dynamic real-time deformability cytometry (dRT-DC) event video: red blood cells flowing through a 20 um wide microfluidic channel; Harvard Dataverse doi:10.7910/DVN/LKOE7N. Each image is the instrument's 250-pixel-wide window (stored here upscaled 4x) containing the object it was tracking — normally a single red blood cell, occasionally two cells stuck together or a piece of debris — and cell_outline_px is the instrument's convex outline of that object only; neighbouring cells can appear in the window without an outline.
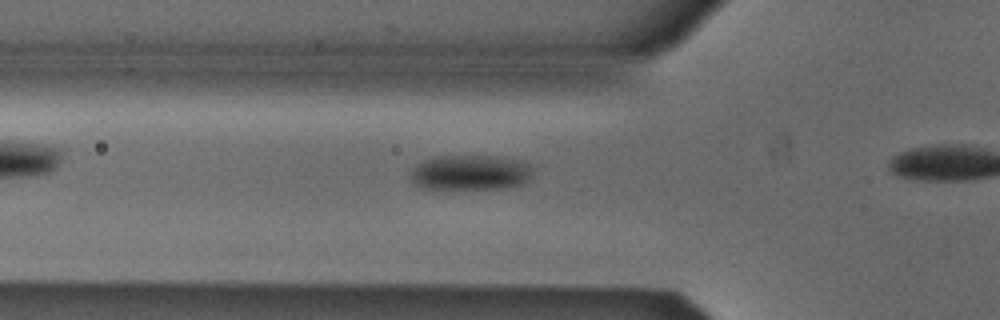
{"species": "Egyptian fruit bat (a non-hibernating species)", "species_latin": "Rousettus aegyptiacus", "temperature_condition": "cold", "stored_images_in_passage": 11, "camera_frame_rate_fps": 3000, "um_per_image_px": 0.085, "animal": {"sex": "male"}, "frame": {"image": 1, "passage_image": 6, "time_ms": 1.667, "image_size_px": [1000, 320], "cell_outline_px": [[536, 164], [524, 184], [500, 188], [420, 188], [412, 184], [408, 176], [412, 168], [416, 164], [424, 160], [440, 156], [500, 156], [524, 160]], "centroid_in_image_um": [39.99, 14.64], "position_along_channel_um": 85.8, "area_um2": 25.49}}
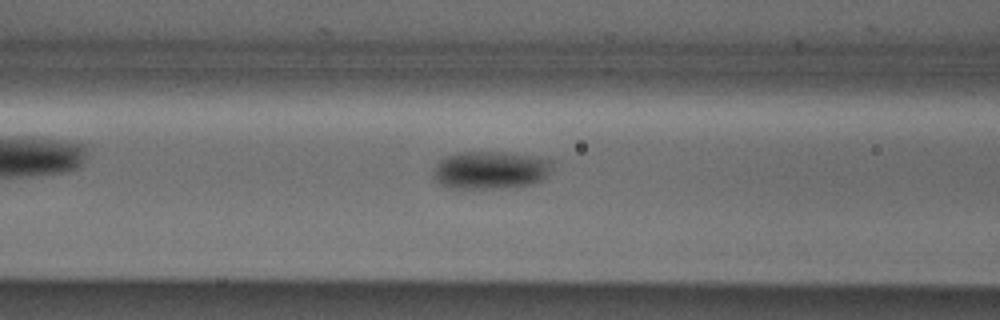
{"frame": {"image": 2, "passage_image": 9, "time_ms": 2.667, "image_size_px": [1000, 320], "cell_outline_px": [[552, 168], [544, 180], [532, 184], [516, 188], [448, 188], [440, 184], [432, 176], [432, 172], [436, 164], [440, 160], [456, 152], [504, 152], [532, 156], [548, 160]], "centroid_in_image_um": [41.66, 14.48], "position_along_channel_um": 124.9, "area_um2": 26.41}}